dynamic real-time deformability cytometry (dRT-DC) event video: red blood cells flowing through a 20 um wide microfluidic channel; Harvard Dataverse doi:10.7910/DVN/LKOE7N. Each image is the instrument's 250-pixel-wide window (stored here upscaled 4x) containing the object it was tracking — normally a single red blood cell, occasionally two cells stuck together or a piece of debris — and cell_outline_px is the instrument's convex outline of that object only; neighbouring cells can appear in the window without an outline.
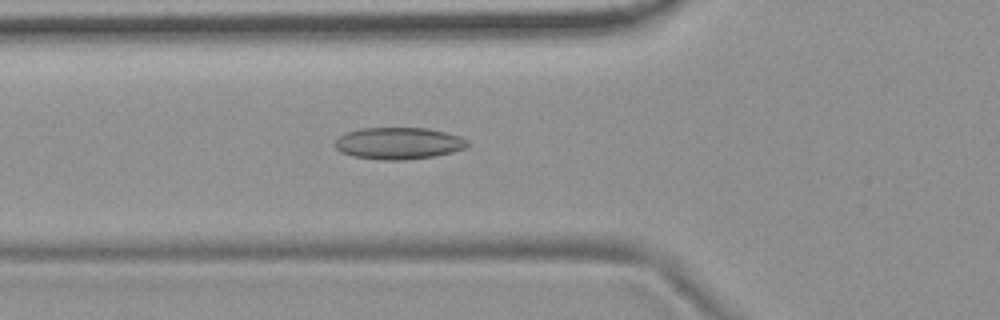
{"species": "common noctule bat (a hibernating species)", "species_latin": "Nyctalus noctula", "temperature_condition": "room temperature", "stored_images_in_passage": 54, "camera_frame_rate_fps": 3000, "um_per_image_px": 0.085, "animal": {"sex": "female", "body_mass_g": 19.9}, "frame": {"image": 1, "passage_image": 19, "time_ms": 6.0, "image_size_px": [1000, 320], "cell_outline_px": [[468, 144], [464, 148], [452, 152], [436, 156], [404, 160], [380, 160], [352, 156], [340, 152], [332, 144], [340, 136], [348, 132], [360, 128], [428, 128], [460, 136], [468, 140]], "centroid_in_image_um": [33.86, 12.19], "position_along_channel_um": 91.9, "area_um2": 24.68}}
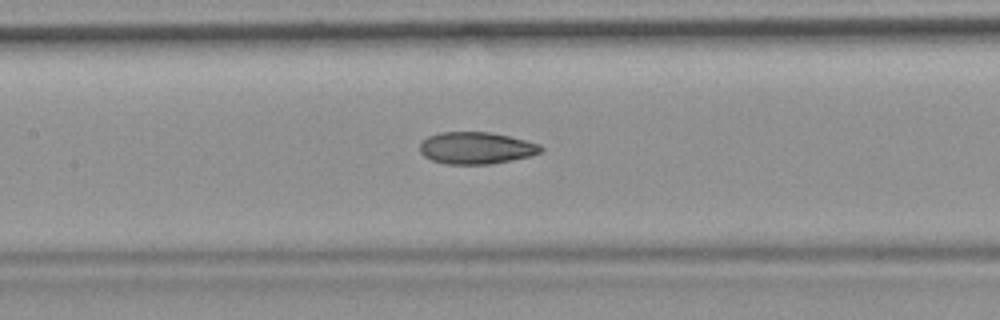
{"frame": {"image": 2, "passage_image": 25, "time_ms": 8.0, "image_size_px": [1000, 320], "cell_outline_px": [[544, 148], [540, 152], [532, 156], [492, 164], [448, 164], [432, 160], [424, 156], [420, 152], [420, 144], [428, 136], [440, 132], [492, 132], [540, 144]], "centroid_in_image_um": [40.49, 12.58], "position_along_channel_um": 166.9, "area_um2": 22.54}}
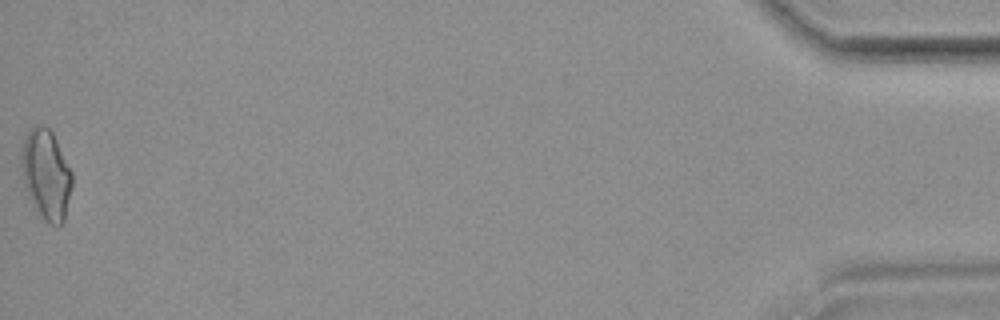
{"frame": {"image": 3, "passage_image": 54, "time_ms": 17.667, "image_size_px": [1000, 320], "cell_outline_px": [[72, 184], [64, 220], [60, 224], [48, 224], [40, 216], [28, 196], [24, 184], [20, 156], [24, 136], [36, 124], [48, 128], [52, 132], [72, 172]], "centroid_in_image_um": [3.91, 14.83], "position_along_channel_um": 431.3, "area_um2": 26.36}, "authors_computed_cell_mechanics": {"area_um2": 23.1489, "velocity_mm_per_s": 3.7264, "shape_relaxation_time_tau1_ms": null, "shape_relaxation_time_tau2_ms": 2.8937, "deformation_change_tau1": null, "deformation_change_tau2": 0.0947}}